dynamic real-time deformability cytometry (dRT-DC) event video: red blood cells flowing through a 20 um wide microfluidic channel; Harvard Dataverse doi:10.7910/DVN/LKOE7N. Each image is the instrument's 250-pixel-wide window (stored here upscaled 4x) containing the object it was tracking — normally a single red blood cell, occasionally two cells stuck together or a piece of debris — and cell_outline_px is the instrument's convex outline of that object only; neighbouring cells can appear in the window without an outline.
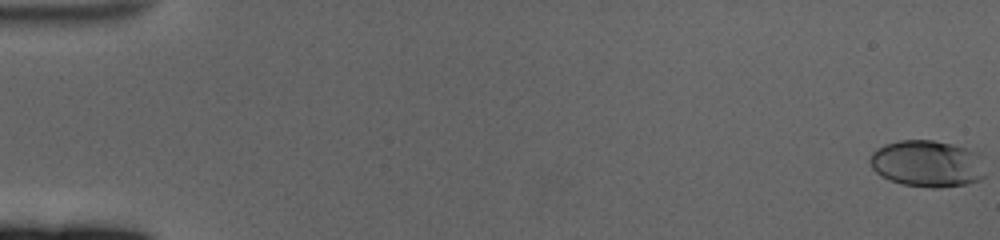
{"species": "human", "species_latin": "Homo sapiens", "temperature_condition": "cold", "stored_images_in_passage": 62, "camera_frame_rate_fps": 3000, "um_per_image_px": 0.085, "donor": {"sex": "female"}, "frame": {"image": 1, "passage_image": 1, "time_ms": 0.0, "image_size_px": [1000, 240], "cell_outline_px": [[984, 176], [980, 180], [968, 184], [940, 188], [932, 188], [904, 184], [888, 180], [880, 176], [872, 168], [868, 160], [872, 152], [876, 148], [884, 144], [900, 140], [932, 140], [952, 144], [980, 152]], "centroid_in_image_um": [78.8, 13.91], "position_along_channel_um": 6.2, "area_um2": 31.79}}
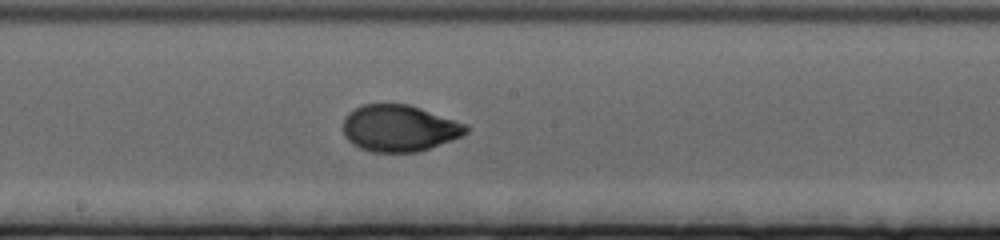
{"frame": {"image": 2, "passage_image": 35, "time_ms": 11.333, "image_size_px": [1000, 240], "cell_outline_px": [[468, 132], [452, 140], [420, 152], [372, 152], [360, 148], [352, 144], [344, 136], [344, 116], [348, 112], [360, 104], [408, 104], [468, 124]], "centroid_in_image_um": [33.93, 10.9], "position_along_channel_um": 214.3, "area_um2": 33.58}}
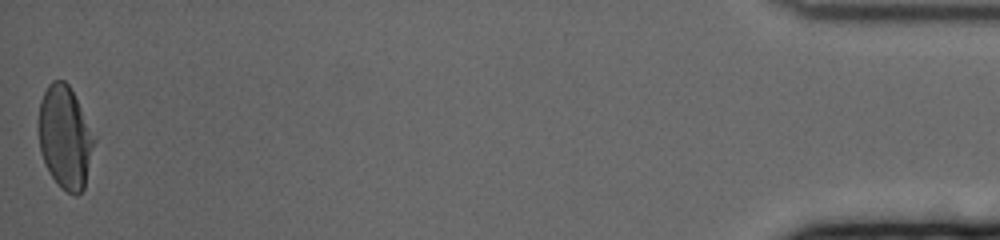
{"frame": {"image": 3, "passage_image": 62, "time_ms": 20.333, "image_size_px": [1000, 240], "cell_outline_px": [[96, 140], [84, 188], [76, 196], [60, 188], [52, 176], [40, 152], [40, 100], [48, 84], [52, 80], [64, 80], [68, 84], [96, 136]], "centroid_in_image_um": [5.56, 11.67], "position_along_channel_um": 429.6, "area_um2": 33.0}, "authors_computed_cell_mechanics": {"area_um2": 32.946, "velocity_mm_per_s": 3.3652, "shape_relaxation_time_tau1_ms": 4.0372, "shape_relaxation_time_tau2_ms": null, "deformation_change_tau1": 0.1793, "deformation_change_tau2": null}}